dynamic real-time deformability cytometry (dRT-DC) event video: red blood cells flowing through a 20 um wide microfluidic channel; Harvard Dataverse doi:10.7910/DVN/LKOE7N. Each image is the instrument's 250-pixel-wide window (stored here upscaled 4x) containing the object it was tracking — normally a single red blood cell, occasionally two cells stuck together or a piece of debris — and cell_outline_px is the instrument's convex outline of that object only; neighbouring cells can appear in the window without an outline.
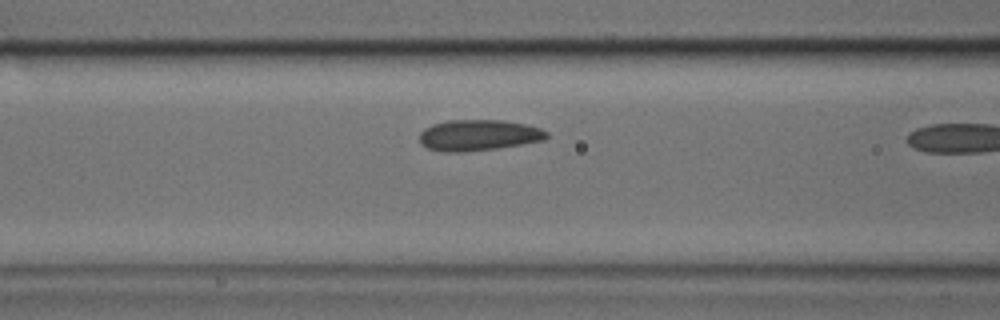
{"species": "common noctule bat (a hibernating species)", "species_latin": "Nyctalus noctula", "temperature_condition": "cold", "stored_images_in_passage": 7, "camera_frame_rate_fps": 3000, "um_per_image_px": 0.085, "animal": {"sex": "male", "body_mass_g": 17.9, "forearm_length_mm": 54.2}, "frame": {"image": 1, "passage_image": 6, "time_ms": 1.667, "image_size_px": [1000, 320], "cell_outline_px": [[548, 136], [544, 140], [496, 148], [464, 152], [444, 152], [428, 148], [420, 144], [420, 132], [424, 128], [432, 124], [448, 120], [500, 120], [524, 124], [540, 128], [548, 132]], "centroid_in_image_um": [40.64, 11.49], "position_along_channel_um": 126.0, "area_um2": 22.89}}